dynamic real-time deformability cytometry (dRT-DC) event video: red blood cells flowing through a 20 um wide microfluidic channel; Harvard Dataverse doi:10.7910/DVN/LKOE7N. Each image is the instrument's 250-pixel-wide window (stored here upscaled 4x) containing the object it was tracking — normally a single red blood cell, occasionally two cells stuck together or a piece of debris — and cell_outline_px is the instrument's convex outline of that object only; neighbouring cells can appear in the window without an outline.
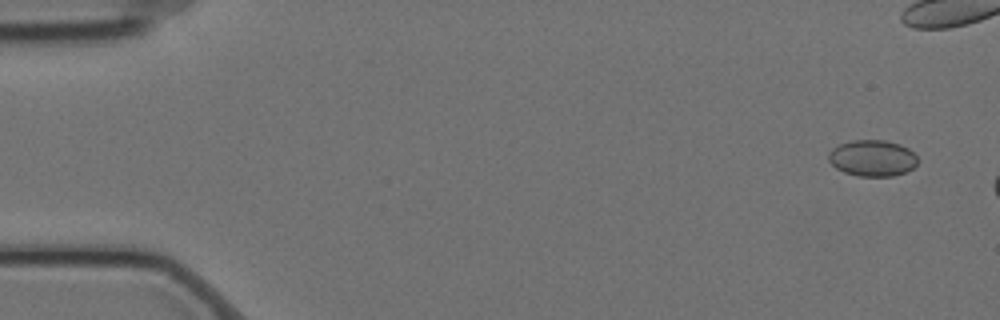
{"species": "Egyptian fruit bat (a non-hibernating species)", "species_latin": "Rousettus aegyptiacus", "temperature_condition": "cold", "stored_images_in_passage": 2, "camera_frame_rate_fps": 3000, "um_per_image_px": 0.085, "animal": {"sex": "female"}, "frame": {"image": 1, "passage_image": 1, "time_ms": 0.0, "image_size_px": [1000, 320], "cell_outline_px": [[916, 164], [912, 168], [904, 172], [892, 176], [860, 176], [844, 172], [836, 168], [828, 160], [828, 152], [832, 148], [840, 144], [852, 140], [884, 140], [900, 144], [908, 148], [916, 156]], "centroid_in_image_um": [74.12, 13.43], "position_along_channel_um": 10.9, "area_um2": 18.73}}